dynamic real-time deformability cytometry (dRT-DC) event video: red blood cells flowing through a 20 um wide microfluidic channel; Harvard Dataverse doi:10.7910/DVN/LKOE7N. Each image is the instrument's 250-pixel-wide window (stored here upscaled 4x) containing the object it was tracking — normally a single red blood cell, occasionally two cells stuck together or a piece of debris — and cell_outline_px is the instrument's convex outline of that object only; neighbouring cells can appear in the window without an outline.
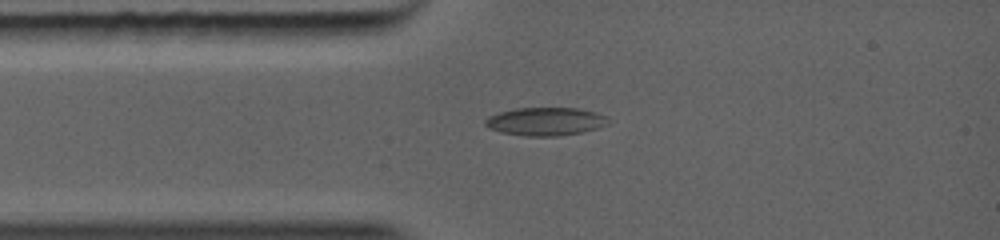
{"species": "common noctule bat (a hibernating species)", "species_latin": "Nyctalus noctula", "temperature_condition": "warm", "stored_images_in_passage": 38, "camera_frame_rate_fps": 5000, "um_per_image_px": 0.085, "animal": {"sex": "female", "body_mass_g": 19.0, "forearm_length_mm": 56.7}, "frame": {"image": 1, "passage_image": 1, "time_ms": 0.0, "image_size_px": [1000, 240], "cell_outline_px": [[608, 124], [584, 132], [560, 136], [524, 136], [500, 132], [488, 128], [484, 124], [484, 120], [488, 116], [500, 112], [516, 108], [576, 108], [596, 112], [604, 116], [608, 120]], "centroid_in_image_um": [46.33, 10.33], "position_along_channel_um": 38.7, "area_um2": 20.23}}
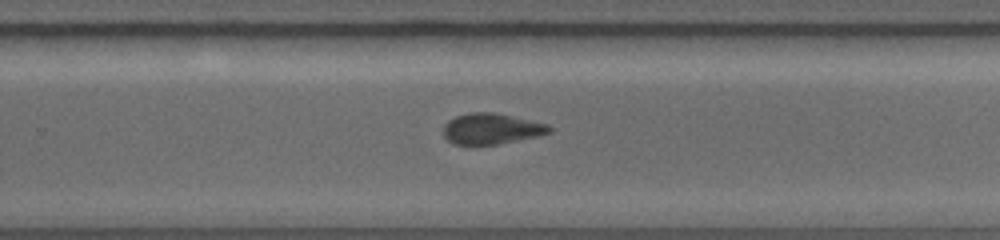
{"frame": {"image": 2, "passage_image": 19, "time_ms": 5.2, "image_size_px": [1000, 240], "cell_outline_px": [[552, 132], [540, 136], [496, 144], [452, 144], [444, 136], [444, 128], [448, 120], [456, 116], [472, 112], [492, 112], [512, 116], [548, 124], [552, 128]], "centroid_in_image_um": [41.8, 10.94], "position_along_channel_um": 288.0, "area_um2": 18.9}}
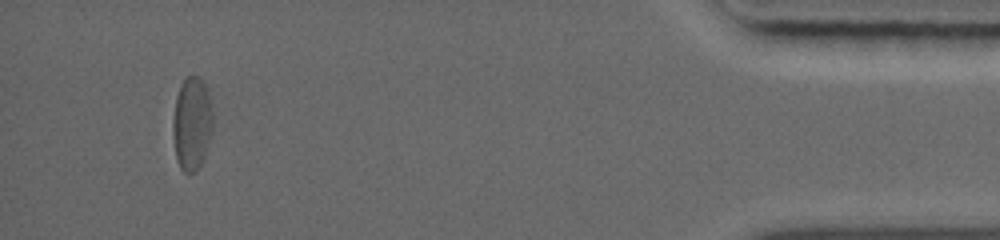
{"frame": {"image": 3, "passage_image": 33, "time_ms": 9.6, "image_size_px": [1000, 240], "cell_outline_px": [[212, 128], [204, 156], [196, 172], [184, 172], [180, 168], [176, 160], [172, 136], [172, 120], [176, 96], [180, 84], [184, 76], [200, 76], [204, 84], [208, 96], [212, 112]], "centroid_in_image_um": [16.26, 10.49], "position_along_channel_um": 418.9, "area_um2": 21.79}}